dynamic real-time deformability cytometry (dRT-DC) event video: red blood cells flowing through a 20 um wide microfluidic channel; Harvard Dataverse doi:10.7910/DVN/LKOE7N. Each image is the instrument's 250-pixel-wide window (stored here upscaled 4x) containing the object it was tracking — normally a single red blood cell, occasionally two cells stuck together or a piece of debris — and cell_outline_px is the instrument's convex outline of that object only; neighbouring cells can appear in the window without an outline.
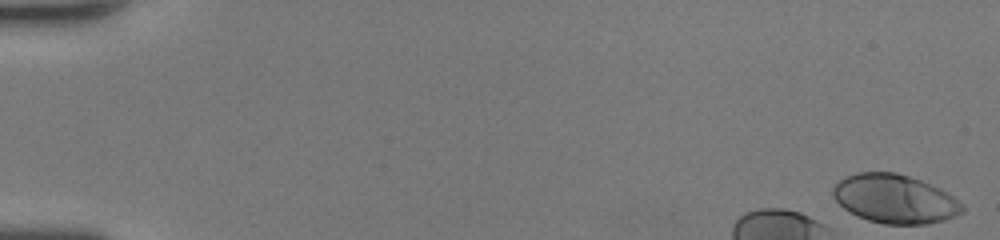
{"species": "human", "species_latin": "Homo sapiens", "temperature_condition": "room temperature", "stored_images_in_passage": 12, "camera_frame_rate_fps": 3000, "um_per_image_px": 0.085, "donor": {"sex": "female"}, "frame": {"image": 1, "passage_image": 1, "time_ms": 0.0, "image_size_px": [1000, 240], "cell_outline_px": [[964, 212], [956, 216], [944, 220], [924, 224], [884, 224], [868, 220], [856, 216], [844, 208], [832, 196], [832, 188], [844, 176], [856, 172], [896, 172], [920, 180], [940, 188], [948, 192], [964, 204]], "centroid_in_image_um": [76.07, 16.9], "position_along_channel_um": 8.9, "area_um2": 36.99}}